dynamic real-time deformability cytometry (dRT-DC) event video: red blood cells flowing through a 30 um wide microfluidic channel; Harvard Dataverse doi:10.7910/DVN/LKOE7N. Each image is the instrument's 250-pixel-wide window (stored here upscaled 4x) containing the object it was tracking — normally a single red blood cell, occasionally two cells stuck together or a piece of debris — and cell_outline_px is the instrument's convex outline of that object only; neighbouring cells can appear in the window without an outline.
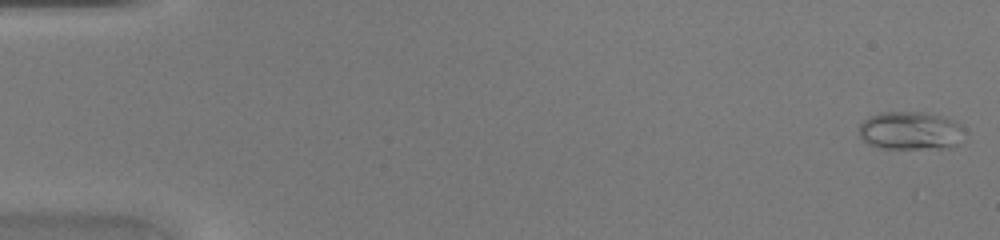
{"species": "common noctule bat (a hibernating species)", "species_latin": "Nyctalus noctula", "temperature_condition": "warm", "stored_images_in_passage": 46, "camera_frame_rate_fps": 3000, "um_per_image_px": 0.085, "animal": {"sex": "female", "body_mass_g": 20.0, "forearm_length_mm": 54.0}, "frame": {"image": 1, "passage_image": 1, "time_ms": 0.0, "image_size_px": [1000, 240], "cell_outline_px": [[964, 128], [956, 144], [952, 148], [880, 148], [868, 144], [860, 136], [860, 124], [868, 116], [880, 112], [924, 112], [956, 120]], "centroid_in_image_um": [77.37, 11.1], "position_along_channel_um": 7.6, "area_um2": 23.41}}
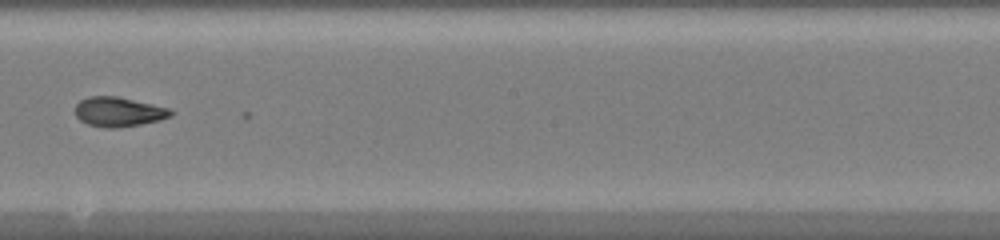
{"frame": {"image": 2, "passage_image": 27, "time_ms": 8.667, "image_size_px": [1000, 240], "cell_outline_px": [[176, 112], [172, 116], [160, 120], [140, 124], [116, 128], [104, 128], [88, 124], [80, 120], [76, 116], [76, 104], [80, 100], [88, 96], [116, 96], [172, 108]], "centroid_in_image_um": [10.12, 9.5], "position_along_channel_um": 238.1, "area_um2": 16.65}}
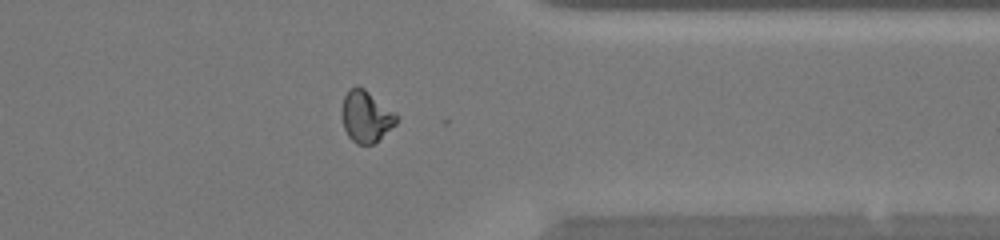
{"frame": {"image": 3, "passage_image": 37, "time_ms": 12.0, "image_size_px": [1000, 240], "cell_outline_px": [[400, 120], [396, 124], [372, 144], [356, 144], [348, 136], [344, 128], [340, 116], [340, 108], [344, 96], [348, 88], [364, 88], [396, 112], [400, 116]], "centroid_in_image_um": [31.1, 9.89], "position_along_channel_um": 380.3, "area_um2": 16.65}}